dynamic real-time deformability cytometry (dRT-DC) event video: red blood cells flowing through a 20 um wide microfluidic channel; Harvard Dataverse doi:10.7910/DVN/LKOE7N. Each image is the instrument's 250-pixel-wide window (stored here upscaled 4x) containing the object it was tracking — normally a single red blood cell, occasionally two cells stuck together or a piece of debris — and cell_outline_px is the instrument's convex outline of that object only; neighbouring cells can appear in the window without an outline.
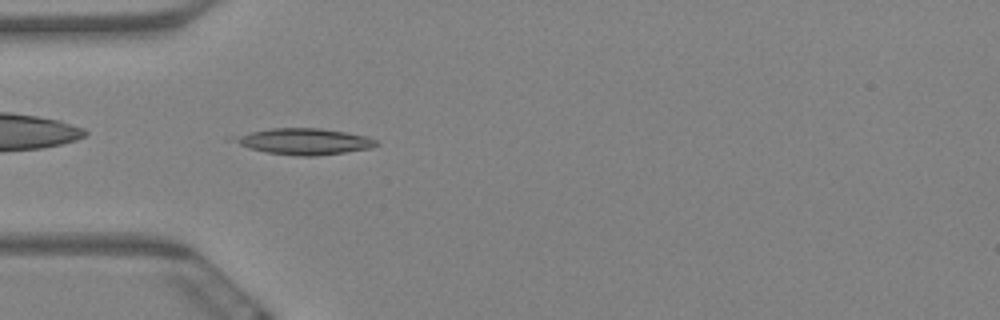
{"species": "Egyptian fruit bat (a non-hibernating species)", "species_latin": "Rousettus aegyptiacus", "temperature_condition": "warm", "stored_images_in_passage": 6, "camera_frame_rate_fps": 3000, "um_per_image_px": 0.085, "animal": {"sex": "female"}, "frame": {"image": 1, "passage_image": 6, "time_ms": 1.667, "image_size_px": [1000, 320], "cell_outline_px": [[376, 144], [372, 148], [316, 156], [296, 156], [268, 152], [248, 148], [228, 140], [232, 136], [272, 128], [320, 128], [368, 136], [376, 140]], "centroid_in_image_um": [25.81, 12.02], "position_along_channel_um": 59.2, "area_um2": 21.62}}